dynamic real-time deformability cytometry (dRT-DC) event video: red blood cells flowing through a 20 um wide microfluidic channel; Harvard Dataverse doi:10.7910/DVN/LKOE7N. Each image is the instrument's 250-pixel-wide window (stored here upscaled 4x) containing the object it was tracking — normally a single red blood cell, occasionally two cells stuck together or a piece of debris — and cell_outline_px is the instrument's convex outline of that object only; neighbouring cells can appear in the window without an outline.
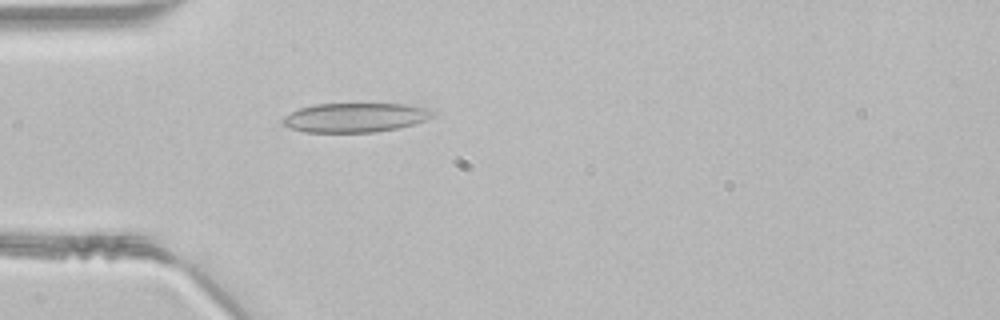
{"species": "common noctule bat (a hibernating species)", "species_latin": "Nyctalus noctula", "temperature_condition": "room temperature", "stored_images_in_passage": 43, "camera_frame_rate_fps": 3000, "um_per_image_px": 0.085, "animal": {"sex": "male", "body_mass_g": 21.5, "forearm_length_mm": 52.0}, "frame": {"image": 1, "passage_image": 10, "time_ms": 3.0, "image_size_px": [1000, 320], "cell_outline_px": [[436, 116], [400, 128], [376, 132], [304, 132], [280, 124], [280, 120], [284, 116], [300, 108], [316, 104], [404, 104], [428, 108], [436, 112]], "centroid_in_image_um": [30.2, 9.99], "position_along_channel_um": 54.8, "area_um2": 25.66}}
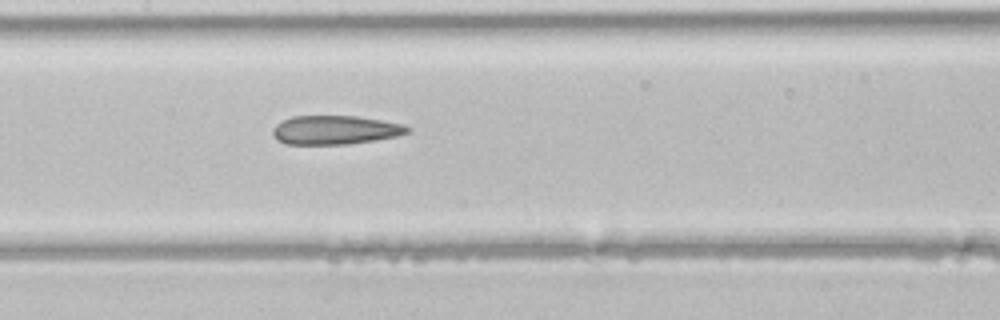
{"frame": {"image": 2, "passage_image": 19, "time_ms": 6.0, "image_size_px": [1000, 320], "cell_outline_px": [[412, 132], [396, 136], [376, 140], [348, 144], [288, 144], [276, 140], [272, 136], [272, 128], [276, 124], [292, 116], [356, 116], [404, 124], [412, 128]], "centroid_in_image_um": [28.5, 11.05], "position_along_channel_um": 178.9, "area_um2": 22.83}}
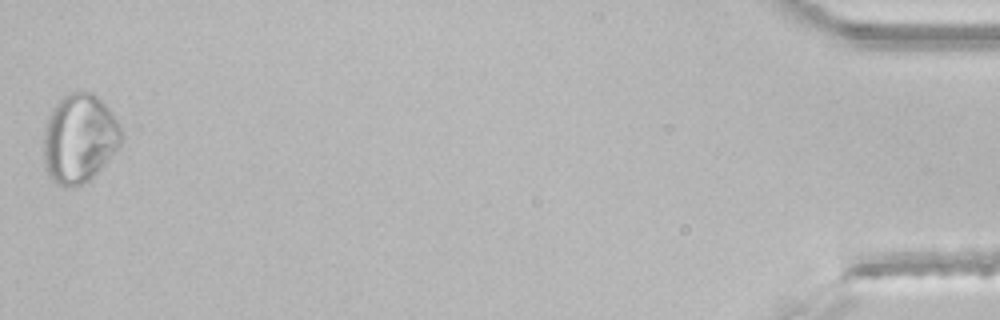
{"frame": {"image": 3, "passage_image": 43, "time_ms": 14.0, "image_size_px": [1000, 320], "cell_outline_px": [[124, 136], [120, 144], [104, 164], [88, 180], [80, 184], [64, 188], [52, 180], [48, 176], [44, 160], [44, 128], [48, 116], [52, 108], [68, 92], [92, 92], [108, 108], [124, 132]], "centroid_in_image_um": [6.73, 11.76], "position_along_channel_um": 428.5, "area_um2": 40.0}}